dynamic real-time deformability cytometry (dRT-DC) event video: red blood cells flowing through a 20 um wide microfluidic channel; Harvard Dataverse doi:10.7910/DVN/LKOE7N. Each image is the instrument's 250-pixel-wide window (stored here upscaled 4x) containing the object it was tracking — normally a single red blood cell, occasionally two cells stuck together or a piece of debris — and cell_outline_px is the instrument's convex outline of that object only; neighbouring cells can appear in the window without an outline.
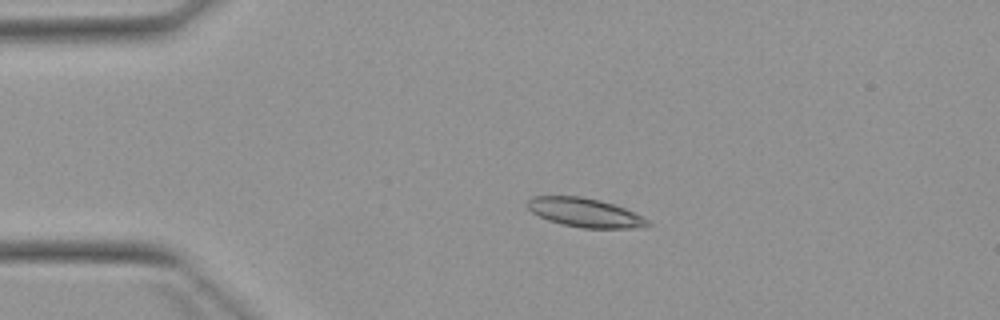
{"species": "Egyptian fruit bat (a non-hibernating species)", "species_latin": "Rousettus aegyptiacus", "temperature_condition": "warm", "stored_images_in_passage": 5, "camera_frame_rate_fps": 3000, "um_per_image_px": 0.085, "animal": {"sex": "female"}, "frame": {"image": 1, "passage_image": 3, "time_ms": 2.333, "image_size_px": [1000, 320], "cell_outline_px": [[652, 224], [636, 228], [580, 228], [560, 224], [548, 220], [532, 212], [524, 204], [532, 196], [580, 196], [600, 200], [624, 208], [648, 220]], "centroid_in_image_um": [49.66, 18.07], "position_along_channel_um": 35.3, "area_um2": 20.23}}